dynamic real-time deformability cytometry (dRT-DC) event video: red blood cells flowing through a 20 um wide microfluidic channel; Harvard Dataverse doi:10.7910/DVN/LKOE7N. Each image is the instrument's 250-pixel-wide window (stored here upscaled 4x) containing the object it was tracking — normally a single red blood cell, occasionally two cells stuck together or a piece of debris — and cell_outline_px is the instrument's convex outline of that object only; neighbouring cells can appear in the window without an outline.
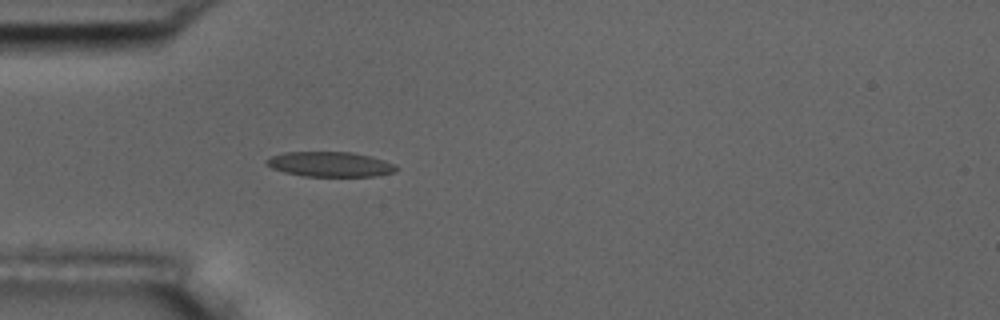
{"species": "common noctule bat (a hibernating species)", "species_latin": "Nyctalus noctula", "temperature_condition": "room temperature", "stored_images_in_passage": 5, "camera_frame_rate_fps": 3000, "um_per_image_px": 0.085, "animal": {"sex": "male", "body_mass_g": 17.5, "forearm_length_mm": 52.3}, "frame": {"image": 1, "passage_image": 5, "time_ms": 5.333, "image_size_px": [1000, 320], "cell_outline_px": [[400, 168], [396, 172], [372, 176], [304, 176], [284, 172], [272, 168], [264, 164], [264, 160], [272, 156], [284, 152], [352, 152], [372, 156], [396, 164]], "centroid_in_image_um": [28.07, 13.96], "position_along_channel_um": 56.9, "area_um2": 19.07}}